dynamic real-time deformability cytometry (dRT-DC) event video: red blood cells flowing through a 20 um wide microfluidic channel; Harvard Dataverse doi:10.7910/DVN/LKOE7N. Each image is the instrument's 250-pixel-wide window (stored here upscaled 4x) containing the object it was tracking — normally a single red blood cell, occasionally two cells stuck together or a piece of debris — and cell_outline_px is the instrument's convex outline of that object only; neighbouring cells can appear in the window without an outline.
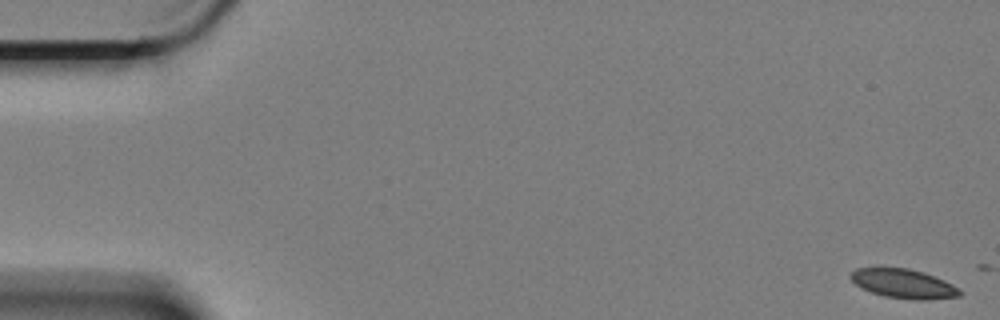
{"species": "Egyptian fruit bat (a non-hibernating species)", "species_latin": "Rousettus aegyptiacus", "temperature_condition": "cold", "stored_images_in_passage": 5, "camera_frame_rate_fps": 3000, "um_per_image_px": 0.085, "animal": {"sex": "female"}, "frame": {"image": 1, "passage_image": 1, "time_ms": 0.0, "image_size_px": [1000, 320], "cell_outline_px": [[964, 292], [960, 296], [928, 300], [916, 300], [884, 296], [860, 288], [848, 276], [856, 268], [908, 268], [924, 272], [944, 280], [960, 288]], "centroid_in_image_um": [76.83, 24.12], "position_along_channel_um": 8.2, "area_um2": 18.67}}